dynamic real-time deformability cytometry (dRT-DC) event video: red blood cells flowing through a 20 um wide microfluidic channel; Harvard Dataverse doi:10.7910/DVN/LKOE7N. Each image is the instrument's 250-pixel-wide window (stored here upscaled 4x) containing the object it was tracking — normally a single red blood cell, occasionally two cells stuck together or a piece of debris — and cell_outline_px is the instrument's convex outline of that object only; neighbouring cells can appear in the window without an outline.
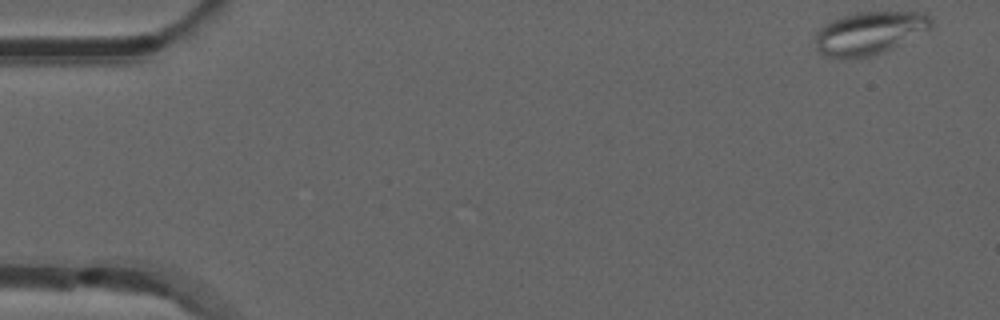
{"species": "common noctule bat (a hibernating species)", "species_latin": "Nyctalus noctula", "temperature_condition": "room temperature", "stored_images_in_passage": 51, "camera_frame_rate_fps": 3000, "um_per_image_px": 0.085, "animal": {"sex": "male", "forearm_length_mm": 52.5}, "frame": {"image": 1, "passage_image": 1, "time_ms": 0.0, "image_size_px": [1000, 320], "cell_outline_px": [[932, 28], [884, 52], [868, 56], [828, 56], [816, 52], [816, 32], [824, 24], [832, 20], [856, 12], [924, 12], [932, 20]], "centroid_in_image_um": [73.91, 2.78], "position_along_channel_um": 11.1, "area_um2": 28.5}}
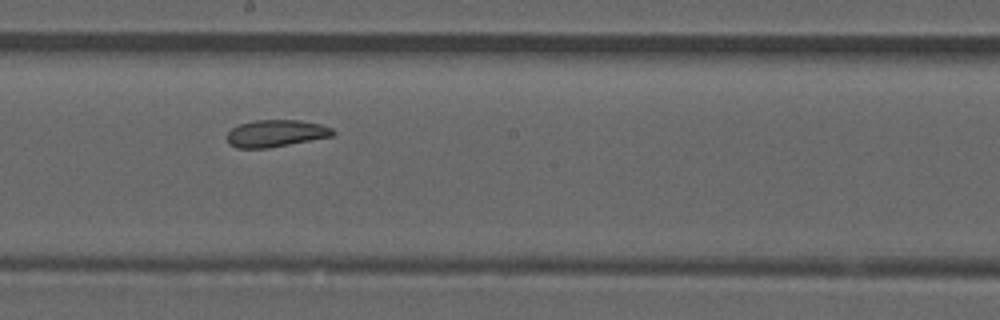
{"frame": {"image": 2, "passage_image": 28, "time_ms": 9.0, "image_size_px": [1000, 320], "cell_outline_px": [[336, 132], [332, 136], [268, 148], [236, 148], [228, 144], [228, 132], [232, 128], [240, 124], [252, 120], [300, 120], [320, 124], [332, 128]], "centroid_in_image_um": [23.44, 11.33], "position_along_channel_um": 224.8, "area_um2": 16.65}}
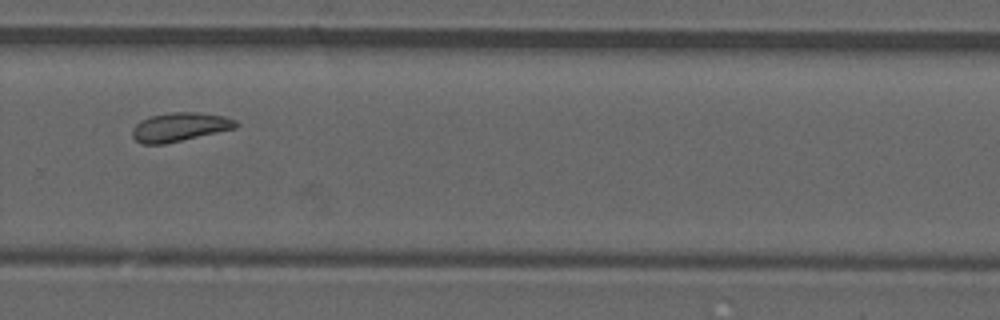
{"frame": {"image": 3, "passage_image": 35, "time_ms": 11.333, "image_size_px": [1000, 320], "cell_outline_px": [[240, 124], [236, 128], [164, 144], [140, 144], [132, 136], [132, 128], [140, 120], [152, 116], [172, 112], [196, 112], [224, 116], [236, 120]], "centroid_in_image_um": [15.27, 10.79], "position_along_channel_um": 314.5, "area_um2": 17.34}, "authors_computed_cell_mechanics": {"area_um2": 18.207, "velocity_mm_per_s": 3.8565, "shape_relaxation_time_tau1_ms": null, "shape_relaxation_time_tau2_ms": 3.946, "deformation_change_tau1": null, "deformation_change_tau2": 0.0933}}